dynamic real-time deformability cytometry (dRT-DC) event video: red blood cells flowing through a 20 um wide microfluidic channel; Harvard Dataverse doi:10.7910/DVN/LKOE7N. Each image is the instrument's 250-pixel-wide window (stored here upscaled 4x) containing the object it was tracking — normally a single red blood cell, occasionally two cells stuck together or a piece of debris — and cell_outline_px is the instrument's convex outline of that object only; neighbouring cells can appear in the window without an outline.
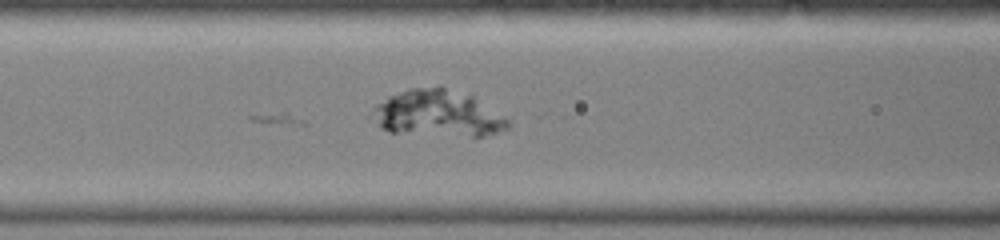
{"species": "common noctule bat (a hibernating species)", "species_latin": "Nyctalus noctula", "temperature_condition": "warm", "stored_images_in_passage": 35, "camera_frame_rate_fps": 3000, "um_per_image_px": 0.085, "animal": {"sex": "female", "body_mass_g": 19.0, "forearm_length_mm": 51.5}, "frame": {"image": 1, "passage_image": 15, "time_ms": 4.667, "image_size_px": [1000, 240], "cell_outline_px": [[512, 124], [508, 128], [484, 136], [472, 136], [388, 132], [380, 128], [376, 108], [376, 104], [388, 96], [408, 88], [440, 84], [472, 96], [508, 120]], "centroid_in_image_um": [37.23, 9.61], "position_along_channel_um": 129.4, "area_um2": 36.3}}